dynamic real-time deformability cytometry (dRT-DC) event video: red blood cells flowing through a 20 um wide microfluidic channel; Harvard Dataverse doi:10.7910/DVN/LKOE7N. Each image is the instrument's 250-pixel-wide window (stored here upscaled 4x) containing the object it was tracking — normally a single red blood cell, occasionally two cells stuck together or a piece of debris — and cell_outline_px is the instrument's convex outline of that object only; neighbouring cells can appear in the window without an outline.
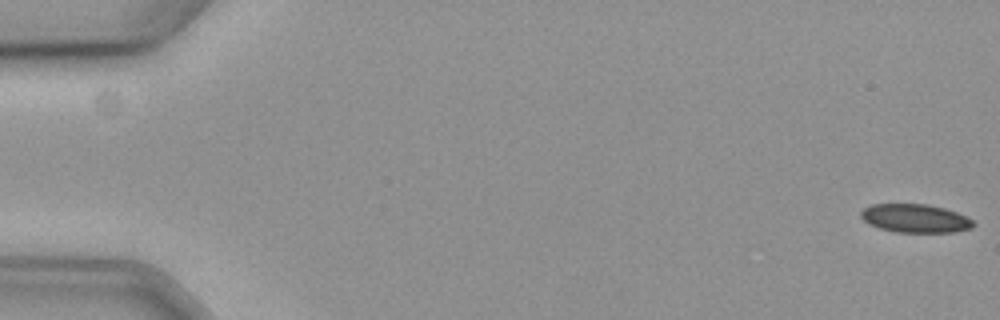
{"species": "common noctule bat (a hibernating species)", "species_latin": "Nyctalus noctula", "temperature_condition": "cold", "stored_images_in_passage": 33, "camera_frame_rate_fps": 3000, "um_per_image_px": 0.085, "animal": {"sex": "female", "body_mass_g": 19.3, "forearm_length_mm": 54.1}, "frame": {"image": 1, "passage_image": 1, "time_ms": 0.0, "image_size_px": [1000, 320], "cell_outline_px": [[976, 224], [972, 228], [952, 232], [896, 232], [880, 228], [868, 224], [860, 216], [860, 212], [864, 208], [872, 204], [928, 204], [944, 208], [956, 212], [972, 220]], "centroid_in_image_um": [77.78, 18.56], "position_along_channel_um": 7.2, "area_um2": 18.61}}
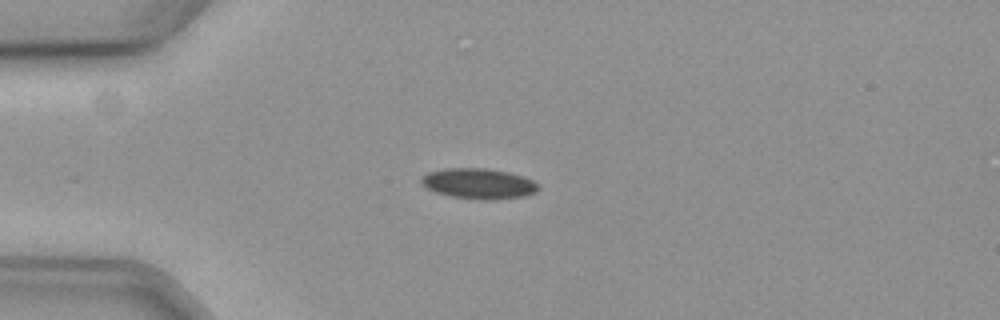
{"frame": {"image": 2, "passage_image": 16, "time_ms": 5.0, "image_size_px": [1000, 320], "cell_outline_px": [[540, 188], [536, 192], [524, 196], [452, 196], [436, 192], [420, 184], [420, 176], [428, 172], [448, 168], [488, 168], [508, 172], [524, 176], [532, 180]], "centroid_in_image_um": [40.63, 15.53], "position_along_channel_um": 44.4, "area_um2": 19.65}}
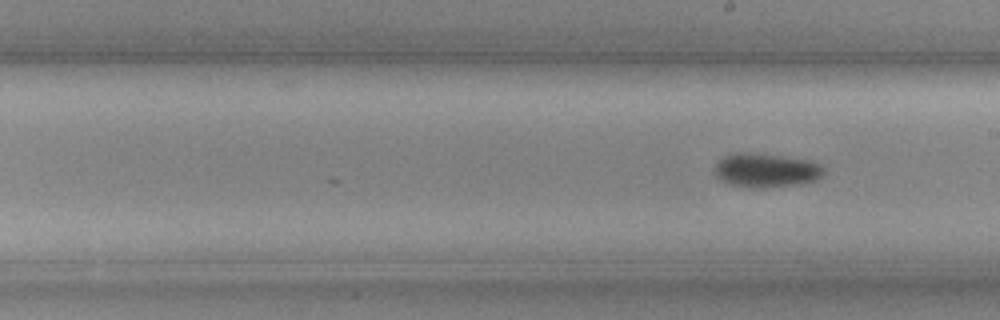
{"frame": {"image": 3, "passage_image": 33, "time_ms": 10.667, "image_size_px": [1000, 320], "cell_outline_px": [[824, 176], [816, 180], [800, 184], [764, 188], [748, 188], [728, 184], [716, 180], [712, 168], [724, 156], [736, 152], [744, 152], [780, 156], [812, 160], [820, 164], [824, 168]], "centroid_in_image_um": [65.08, 14.49], "position_along_channel_um": 223.9, "area_um2": 22.2}}